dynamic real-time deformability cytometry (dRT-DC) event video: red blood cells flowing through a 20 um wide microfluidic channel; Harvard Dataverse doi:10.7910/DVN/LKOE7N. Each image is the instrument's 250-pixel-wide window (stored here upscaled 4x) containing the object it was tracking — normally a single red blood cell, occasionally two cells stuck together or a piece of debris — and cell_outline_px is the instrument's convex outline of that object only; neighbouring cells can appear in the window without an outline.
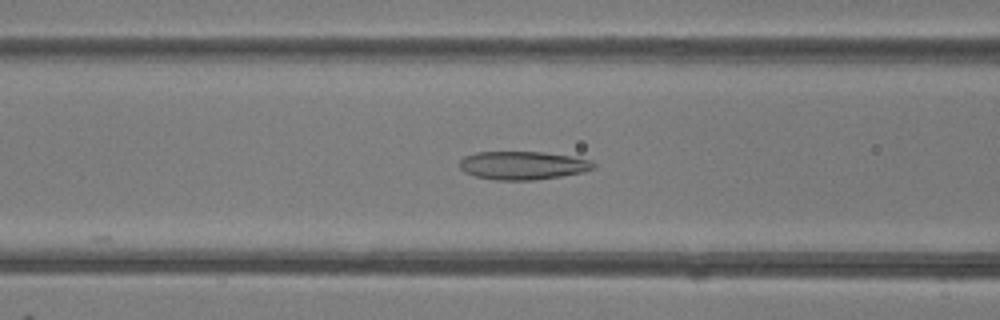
{"species": "common noctule bat (a hibernating species)", "species_latin": "Nyctalus noctula", "temperature_condition": "room temperature", "stored_images_in_passage": 15, "camera_frame_rate_fps": 3000, "um_per_image_px": 0.085, "animal": {"sex": "female"}, "frame": {"image": 1, "passage_image": 6, "time_ms": 1.667, "image_size_px": [1000, 320], "cell_outline_px": [[596, 168], [584, 172], [560, 176], [532, 180], [496, 180], [476, 176], [464, 172], [460, 168], [460, 160], [464, 156], [476, 152], [544, 152], [592, 160], [596, 164]], "centroid_in_image_um": [44.45, 14.06], "position_along_channel_um": 122.1, "area_um2": 22.08}}
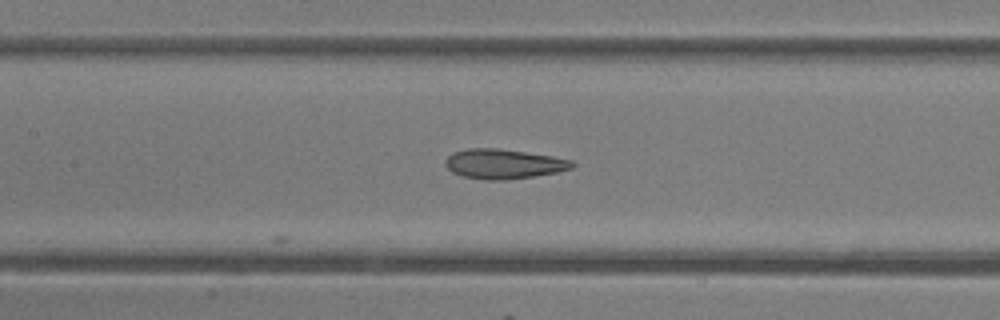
{"frame": {"image": 2, "passage_image": 9, "time_ms": 2.667, "image_size_px": [1000, 320], "cell_outline_px": [[576, 164], [572, 168], [556, 172], [508, 180], [488, 180], [460, 176], [452, 172], [444, 164], [444, 160], [452, 152], [468, 148], [496, 148], [552, 156], [572, 160]], "centroid_in_image_um": [42.77, 13.93], "position_along_channel_um": 164.6, "area_um2": 21.96}}
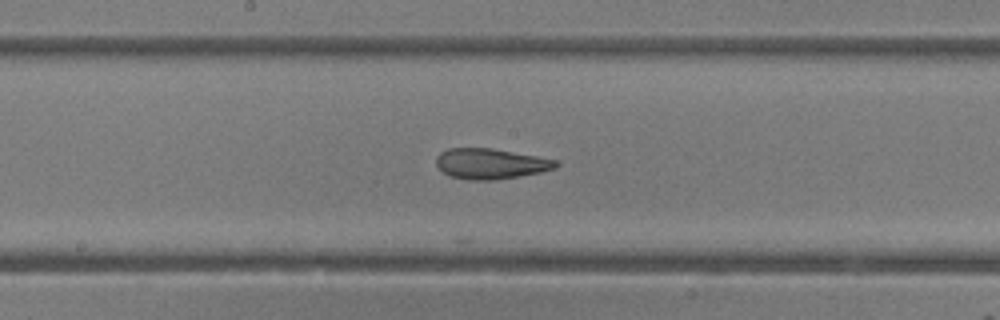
{"frame": {"image": 3, "passage_image": 12, "time_ms": 3.667, "image_size_px": [1000, 320], "cell_outline_px": [[560, 164], [556, 168], [540, 172], [492, 180], [468, 180], [448, 176], [436, 164], [436, 156], [440, 152], [448, 148], [492, 148], [536, 156], [556, 160]], "centroid_in_image_um": [41.67, 13.91], "position_along_channel_um": 206.5, "area_um2": 21.15}}